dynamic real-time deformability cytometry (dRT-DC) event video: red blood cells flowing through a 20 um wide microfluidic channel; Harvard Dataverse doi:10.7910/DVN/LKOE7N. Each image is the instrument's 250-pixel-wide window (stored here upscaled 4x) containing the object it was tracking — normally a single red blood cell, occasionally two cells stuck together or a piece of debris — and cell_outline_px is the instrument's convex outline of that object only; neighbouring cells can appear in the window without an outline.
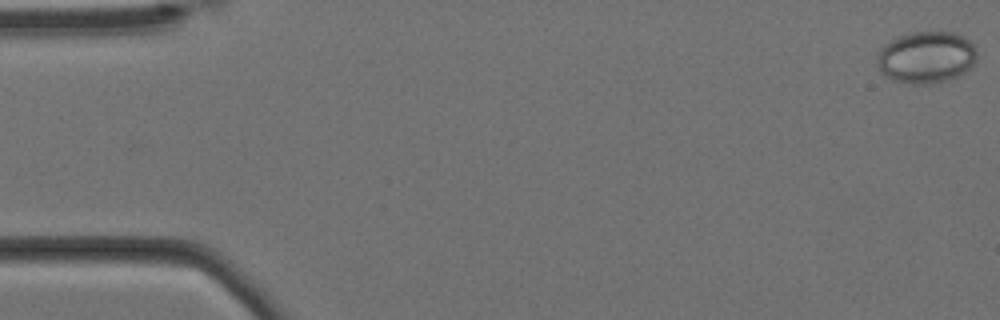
{"species": "Egyptian fruit bat (a non-hibernating species)", "species_latin": "Rousettus aegyptiacus", "temperature_condition": "cold", "stored_images_in_passage": 58, "camera_frame_rate_fps": 3000, "um_per_image_px": 0.085, "animal": {"sex": "female"}, "frame": {"image": 1, "passage_image": 1, "time_ms": 0.0, "image_size_px": [1000, 320], "cell_outline_px": [[976, 60], [972, 68], [948, 80], [924, 84], [912, 84], [892, 80], [884, 76], [880, 72], [876, 64], [876, 56], [880, 48], [896, 36], [908, 32], [956, 32], [964, 36], [976, 44]], "centroid_in_image_um": [78.72, 4.85], "position_along_channel_um": 6.3, "area_um2": 30.81}}
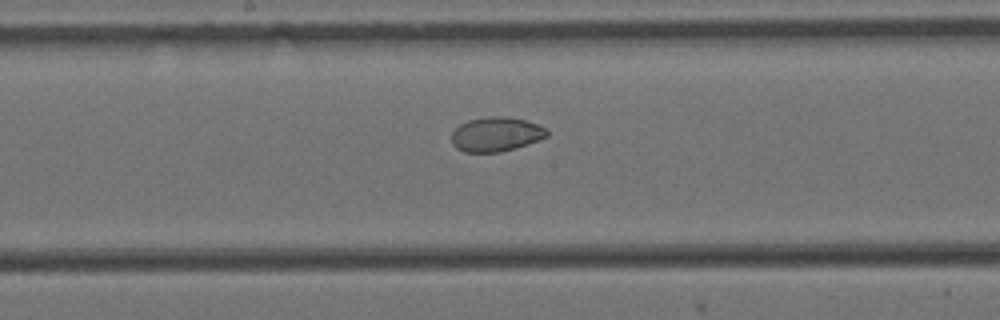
{"frame": {"image": 2, "passage_image": 30, "time_ms": 9.667, "image_size_px": [1000, 320], "cell_outline_px": [[548, 136], [540, 140], [528, 144], [500, 152], [464, 152], [456, 148], [452, 144], [452, 132], [460, 124], [468, 120], [488, 116], [500, 116], [524, 120], [536, 124], [544, 128], [548, 132]], "centroid_in_image_um": [42.14, 11.42], "position_along_channel_um": 206.1, "area_um2": 19.02}}
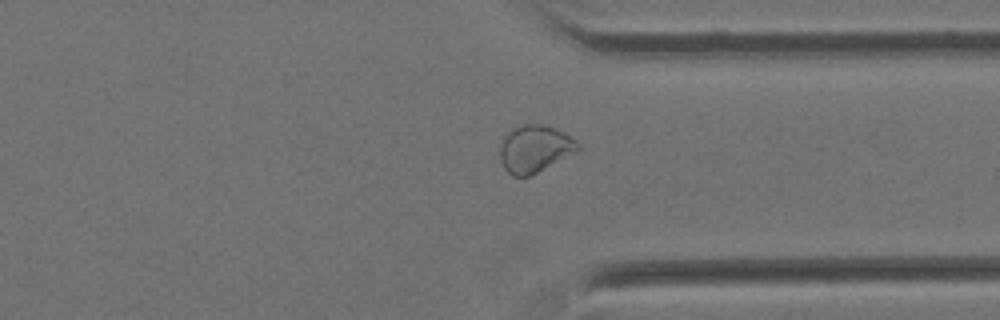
{"frame": {"image": 3, "passage_image": 44, "time_ms": 14.333, "image_size_px": [1000, 320], "cell_outline_px": [[580, 148], [576, 152], [528, 176], [512, 176], [504, 168], [500, 156], [500, 144], [504, 136], [512, 128], [524, 124], [544, 124], [564, 132], [576, 140], [580, 144]], "centroid_in_image_um": [45.45, 12.62], "position_along_channel_um": 366.0, "area_um2": 21.27}, "authors_computed_cell_mechanics": {"area_um2": 24.0159, "velocity_mm_per_s": 3.4554, "shape_relaxation_time_tau1_ms": null, "shape_relaxation_time_tau2_ms": 1.8847, "deformation_change_tau1": null, "deformation_change_tau2": 0.0439}}